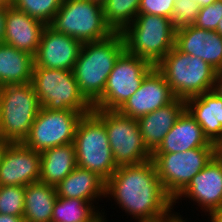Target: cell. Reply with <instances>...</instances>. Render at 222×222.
I'll return each instance as SVG.
<instances>
[{
	"label": "cell",
	"mask_w": 222,
	"mask_h": 222,
	"mask_svg": "<svg viewBox=\"0 0 222 222\" xmlns=\"http://www.w3.org/2000/svg\"><path fill=\"white\" fill-rule=\"evenodd\" d=\"M105 196H111L120 209L138 222L164 219L174 214L171 211L173 199L161 184L152 159L118 167L106 181Z\"/></svg>",
	"instance_id": "obj_1"
},
{
	"label": "cell",
	"mask_w": 222,
	"mask_h": 222,
	"mask_svg": "<svg viewBox=\"0 0 222 222\" xmlns=\"http://www.w3.org/2000/svg\"><path fill=\"white\" fill-rule=\"evenodd\" d=\"M124 51L121 32H114L103 40L83 43L73 74L81 94L91 105L102 96L107 78Z\"/></svg>",
	"instance_id": "obj_2"
},
{
	"label": "cell",
	"mask_w": 222,
	"mask_h": 222,
	"mask_svg": "<svg viewBox=\"0 0 222 222\" xmlns=\"http://www.w3.org/2000/svg\"><path fill=\"white\" fill-rule=\"evenodd\" d=\"M121 33L125 50L154 67L175 47L176 28L163 16L138 14Z\"/></svg>",
	"instance_id": "obj_3"
},
{
	"label": "cell",
	"mask_w": 222,
	"mask_h": 222,
	"mask_svg": "<svg viewBox=\"0 0 222 222\" xmlns=\"http://www.w3.org/2000/svg\"><path fill=\"white\" fill-rule=\"evenodd\" d=\"M156 68L178 99L187 100L214 88L217 70L199 57L173 47Z\"/></svg>",
	"instance_id": "obj_4"
},
{
	"label": "cell",
	"mask_w": 222,
	"mask_h": 222,
	"mask_svg": "<svg viewBox=\"0 0 222 222\" xmlns=\"http://www.w3.org/2000/svg\"><path fill=\"white\" fill-rule=\"evenodd\" d=\"M48 26L82 43L103 40L114 33L106 23L102 2L97 0H63Z\"/></svg>",
	"instance_id": "obj_5"
},
{
	"label": "cell",
	"mask_w": 222,
	"mask_h": 222,
	"mask_svg": "<svg viewBox=\"0 0 222 222\" xmlns=\"http://www.w3.org/2000/svg\"><path fill=\"white\" fill-rule=\"evenodd\" d=\"M41 109L32 83L0 87V136L11 143L23 142Z\"/></svg>",
	"instance_id": "obj_6"
},
{
	"label": "cell",
	"mask_w": 222,
	"mask_h": 222,
	"mask_svg": "<svg viewBox=\"0 0 222 222\" xmlns=\"http://www.w3.org/2000/svg\"><path fill=\"white\" fill-rule=\"evenodd\" d=\"M77 166L96 173L105 182L118 168L105 124L93 113L79 120L73 141Z\"/></svg>",
	"instance_id": "obj_7"
},
{
	"label": "cell",
	"mask_w": 222,
	"mask_h": 222,
	"mask_svg": "<svg viewBox=\"0 0 222 222\" xmlns=\"http://www.w3.org/2000/svg\"><path fill=\"white\" fill-rule=\"evenodd\" d=\"M41 107L91 113L93 106L81 94L73 71L33 67L32 80Z\"/></svg>",
	"instance_id": "obj_8"
},
{
	"label": "cell",
	"mask_w": 222,
	"mask_h": 222,
	"mask_svg": "<svg viewBox=\"0 0 222 222\" xmlns=\"http://www.w3.org/2000/svg\"><path fill=\"white\" fill-rule=\"evenodd\" d=\"M106 127L109 145L117 167L143 163L152 158L140 133L137 119L120 114L117 110L92 111Z\"/></svg>",
	"instance_id": "obj_9"
},
{
	"label": "cell",
	"mask_w": 222,
	"mask_h": 222,
	"mask_svg": "<svg viewBox=\"0 0 222 222\" xmlns=\"http://www.w3.org/2000/svg\"><path fill=\"white\" fill-rule=\"evenodd\" d=\"M216 155V148H193L178 153H152L157 175L174 200Z\"/></svg>",
	"instance_id": "obj_10"
},
{
	"label": "cell",
	"mask_w": 222,
	"mask_h": 222,
	"mask_svg": "<svg viewBox=\"0 0 222 222\" xmlns=\"http://www.w3.org/2000/svg\"><path fill=\"white\" fill-rule=\"evenodd\" d=\"M153 68L147 61L125 50L116 60L103 94L92 105L93 109L118 110L139 89Z\"/></svg>",
	"instance_id": "obj_11"
},
{
	"label": "cell",
	"mask_w": 222,
	"mask_h": 222,
	"mask_svg": "<svg viewBox=\"0 0 222 222\" xmlns=\"http://www.w3.org/2000/svg\"><path fill=\"white\" fill-rule=\"evenodd\" d=\"M86 114L89 113L41 107L30 133L22 143L40 153L49 148L73 143L79 120Z\"/></svg>",
	"instance_id": "obj_12"
},
{
	"label": "cell",
	"mask_w": 222,
	"mask_h": 222,
	"mask_svg": "<svg viewBox=\"0 0 222 222\" xmlns=\"http://www.w3.org/2000/svg\"><path fill=\"white\" fill-rule=\"evenodd\" d=\"M175 99L164 75L154 67L145 76L139 89L117 111L138 120Z\"/></svg>",
	"instance_id": "obj_13"
},
{
	"label": "cell",
	"mask_w": 222,
	"mask_h": 222,
	"mask_svg": "<svg viewBox=\"0 0 222 222\" xmlns=\"http://www.w3.org/2000/svg\"><path fill=\"white\" fill-rule=\"evenodd\" d=\"M83 43L58 33L48 25L44 28L33 67L73 71Z\"/></svg>",
	"instance_id": "obj_14"
},
{
	"label": "cell",
	"mask_w": 222,
	"mask_h": 222,
	"mask_svg": "<svg viewBox=\"0 0 222 222\" xmlns=\"http://www.w3.org/2000/svg\"><path fill=\"white\" fill-rule=\"evenodd\" d=\"M188 198L198 203L202 212L209 216L222 209V160L215 155L211 161L195 175L188 186L173 200Z\"/></svg>",
	"instance_id": "obj_15"
},
{
	"label": "cell",
	"mask_w": 222,
	"mask_h": 222,
	"mask_svg": "<svg viewBox=\"0 0 222 222\" xmlns=\"http://www.w3.org/2000/svg\"><path fill=\"white\" fill-rule=\"evenodd\" d=\"M41 153L10 143L0 163V186H27L40 180Z\"/></svg>",
	"instance_id": "obj_16"
},
{
	"label": "cell",
	"mask_w": 222,
	"mask_h": 222,
	"mask_svg": "<svg viewBox=\"0 0 222 222\" xmlns=\"http://www.w3.org/2000/svg\"><path fill=\"white\" fill-rule=\"evenodd\" d=\"M175 46L181 52L199 57L215 70L222 71V36L216 31L194 25L178 28Z\"/></svg>",
	"instance_id": "obj_17"
},
{
	"label": "cell",
	"mask_w": 222,
	"mask_h": 222,
	"mask_svg": "<svg viewBox=\"0 0 222 222\" xmlns=\"http://www.w3.org/2000/svg\"><path fill=\"white\" fill-rule=\"evenodd\" d=\"M193 148H216L204 135L202 127L185 109L153 153H178Z\"/></svg>",
	"instance_id": "obj_18"
},
{
	"label": "cell",
	"mask_w": 222,
	"mask_h": 222,
	"mask_svg": "<svg viewBox=\"0 0 222 222\" xmlns=\"http://www.w3.org/2000/svg\"><path fill=\"white\" fill-rule=\"evenodd\" d=\"M46 25L13 7L6 10L5 44L35 55Z\"/></svg>",
	"instance_id": "obj_19"
},
{
	"label": "cell",
	"mask_w": 222,
	"mask_h": 222,
	"mask_svg": "<svg viewBox=\"0 0 222 222\" xmlns=\"http://www.w3.org/2000/svg\"><path fill=\"white\" fill-rule=\"evenodd\" d=\"M186 109V101L176 98L166 106L140 117L137 122L147 148L153 153Z\"/></svg>",
	"instance_id": "obj_20"
},
{
	"label": "cell",
	"mask_w": 222,
	"mask_h": 222,
	"mask_svg": "<svg viewBox=\"0 0 222 222\" xmlns=\"http://www.w3.org/2000/svg\"><path fill=\"white\" fill-rule=\"evenodd\" d=\"M186 109L211 143L222 141V98L213 90L186 100Z\"/></svg>",
	"instance_id": "obj_21"
},
{
	"label": "cell",
	"mask_w": 222,
	"mask_h": 222,
	"mask_svg": "<svg viewBox=\"0 0 222 222\" xmlns=\"http://www.w3.org/2000/svg\"><path fill=\"white\" fill-rule=\"evenodd\" d=\"M106 182L96 173L76 167L55 188L58 197L93 202L105 197Z\"/></svg>",
	"instance_id": "obj_22"
},
{
	"label": "cell",
	"mask_w": 222,
	"mask_h": 222,
	"mask_svg": "<svg viewBox=\"0 0 222 222\" xmlns=\"http://www.w3.org/2000/svg\"><path fill=\"white\" fill-rule=\"evenodd\" d=\"M77 167L73 143L41 152L40 182L56 187Z\"/></svg>",
	"instance_id": "obj_23"
},
{
	"label": "cell",
	"mask_w": 222,
	"mask_h": 222,
	"mask_svg": "<svg viewBox=\"0 0 222 222\" xmlns=\"http://www.w3.org/2000/svg\"><path fill=\"white\" fill-rule=\"evenodd\" d=\"M33 66V55L0 43V87L30 83Z\"/></svg>",
	"instance_id": "obj_24"
},
{
	"label": "cell",
	"mask_w": 222,
	"mask_h": 222,
	"mask_svg": "<svg viewBox=\"0 0 222 222\" xmlns=\"http://www.w3.org/2000/svg\"><path fill=\"white\" fill-rule=\"evenodd\" d=\"M56 188L40 181L25 186L24 222H51Z\"/></svg>",
	"instance_id": "obj_25"
},
{
	"label": "cell",
	"mask_w": 222,
	"mask_h": 222,
	"mask_svg": "<svg viewBox=\"0 0 222 222\" xmlns=\"http://www.w3.org/2000/svg\"><path fill=\"white\" fill-rule=\"evenodd\" d=\"M95 209L93 203L86 200L57 197L51 222H107L105 212Z\"/></svg>",
	"instance_id": "obj_26"
},
{
	"label": "cell",
	"mask_w": 222,
	"mask_h": 222,
	"mask_svg": "<svg viewBox=\"0 0 222 222\" xmlns=\"http://www.w3.org/2000/svg\"><path fill=\"white\" fill-rule=\"evenodd\" d=\"M141 0H103L106 23L114 32H122L138 15Z\"/></svg>",
	"instance_id": "obj_27"
},
{
	"label": "cell",
	"mask_w": 222,
	"mask_h": 222,
	"mask_svg": "<svg viewBox=\"0 0 222 222\" xmlns=\"http://www.w3.org/2000/svg\"><path fill=\"white\" fill-rule=\"evenodd\" d=\"M63 0H13L12 7L22 11L46 26L61 7Z\"/></svg>",
	"instance_id": "obj_28"
},
{
	"label": "cell",
	"mask_w": 222,
	"mask_h": 222,
	"mask_svg": "<svg viewBox=\"0 0 222 222\" xmlns=\"http://www.w3.org/2000/svg\"><path fill=\"white\" fill-rule=\"evenodd\" d=\"M25 186H0V214L23 217Z\"/></svg>",
	"instance_id": "obj_29"
},
{
	"label": "cell",
	"mask_w": 222,
	"mask_h": 222,
	"mask_svg": "<svg viewBox=\"0 0 222 222\" xmlns=\"http://www.w3.org/2000/svg\"><path fill=\"white\" fill-rule=\"evenodd\" d=\"M196 0H175L172 14V24L176 29L193 25L200 11Z\"/></svg>",
	"instance_id": "obj_30"
},
{
	"label": "cell",
	"mask_w": 222,
	"mask_h": 222,
	"mask_svg": "<svg viewBox=\"0 0 222 222\" xmlns=\"http://www.w3.org/2000/svg\"><path fill=\"white\" fill-rule=\"evenodd\" d=\"M221 18L222 0H216L214 3L200 8L193 25L204 30L216 31Z\"/></svg>",
	"instance_id": "obj_31"
},
{
	"label": "cell",
	"mask_w": 222,
	"mask_h": 222,
	"mask_svg": "<svg viewBox=\"0 0 222 222\" xmlns=\"http://www.w3.org/2000/svg\"><path fill=\"white\" fill-rule=\"evenodd\" d=\"M175 0H141L138 14H152L170 18L174 11Z\"/></svg>",
	"instance_id": "obj_32"
},
{
	"label": "cell",
	"mask_w": 222,
	"mask_h": 222,
	"mask_svg": "<svg viewBox=\"0 0 222 222\" xmlns=\"http://www.w3.org/2000/svg\"><path fill=\"white\" fill-rule=\"evenodd\" d=\"M7 8L0 7V43L4 42L5 37V18Z\"/></svg>",
	"instance_id": "obj_33"
},
{
	"label": "cell",
	"mask_w": 222,
	"mask_h": 222,
	"mask_svg": "<svg viewBox=\"0 0 222 222\" xmlns=\"http://www.w3.org/2000/svg\"><path fill=\"white\" fill-rule=\"evenodd\" d=\"M213 91L222 98V71L217 72Z\"/></svg>",
	"instance_id": "obj_34"
},
{
	"label": "cell",
	"mask_w": 222,
	"mask_h": 222,
	"mask_svg": "<svg viewBox=\"0 0 222 222\" xmlns=\"http://www.w3.org/2000/svg\"><path fill=\"white\" fill-rule=\"evenodd\" d=\"M0 222H24L23 217L14 215L0 214Z\"/></svg>",
	"instance_id": "obj_35"
},
{
	"label": "cell",
	"mask_w": 222,
	"mask_h": 222,
	"mask_svg": "<svg viewBox=\"0 0 222 222\" xmlns=\"http://www.w3.org/2000/svg\"><path fill=\"white\" fill-rule=\"evenodd\" d=\"M10 143H11L10 141H8L0 136V163L2 162L4 152L6 151V149L10 145Z\"/></svg>",
	"instance_id": "obj_36"
},
{
	"label": "cell",
	"mask_w": 222,
	"mask_h": 222,
	"mask_svg": "<svg viewBox=\"0 0 222 222\" xmlns=\"http://www.w3.org/2000/svg\"><path fill=\"white\" fill-rule=\"evenodd\" d=\"M211 222H222V209L210 215Z\"/></svg>",
	"instance_id": "obj_37"
},
{
	"label": "cell",
	"mask_w": 222,
	"mask_h": 222,
	"mask_svg": "<svg viewBox=\"0 0 222 222\" xmlns=\"http://www.w3.org/2000/svg\"><path fill=\"white\" fill-rule=\"evenodd\" d=\"M175 214L171 215L167 218V222H186V220L182 219V215L178 216L179 214L174 212Z\"/></svg>",
	"instance_id": "obj_38"
},
{
	"label": "cell",
	"mask_w": 222,
	"mask_h": 222,
	"mask_svg": "<svg viewBox=\"0 0 222 222\" xmlns=\"http://www.w3.org/2000/svg\"><path fill=\"white\" fill-rule=\"evenodd\" d=\"M13 0H0V7L9 8L12 7Z\"/></svg>",
	"instance_id": "obj_39"
},
{
	"label": "cell",
	"mask_w": 222,
	"mask_h": 222,
	"mask_svg": "<svg viewBox=\"0 0 222 222\" xmlns=\"http://www.w3.org/2000/svg\"><path fill=\"white\" fill-rule=\"evenodd\" d=\"M196 1L199 3L200 7H204L214 3L216 0H196Z\"/></svg>",
	"instance_id": "obj_40"
},
{
	"label": "cell",
	"mask_w": 222,
	"mask_h": 222,
	"mask_svg": "<svg viewBox=\"0 0 222 222\" xmlns=\"http://www.w3.org/2000/svg\"><path fill=\"white\" fill-rule=\"evenodd\" d=\"M216 155L222 160V141L216 145Z\"/></svg>",
	"instance_id": "obj_41"
},
{
	"label": "cell",
	"mask_w": 222,
	"mask_h": 222,
	"mask_svg": "<svg viewBox=\"0 0 222 222\" xmlns=\"http://www.w3.org/2000/svg\"><path fill=\"white\" fill-rule=\"evenodd\" d=\"M216 32L222 36V18H221L220 22L218 23Z\"/></svg>",
	"instance_id": "obj_42"
},
{
	"label": "cell",
	"mask_w": 222,
	"mask_h": 222,
	"mask_svg": "<svg viewBox=\"0 0 222 222\" xmlns=\"http://www.w3.org/2000/svg\"><path fill=\"white\" fill-rule=\"evenodd\" d=\"M143 222H167V218L159 219V220H154V221H143Z\"/></svg>",
	"instance_id": "obj_43"
}]
</instances>
